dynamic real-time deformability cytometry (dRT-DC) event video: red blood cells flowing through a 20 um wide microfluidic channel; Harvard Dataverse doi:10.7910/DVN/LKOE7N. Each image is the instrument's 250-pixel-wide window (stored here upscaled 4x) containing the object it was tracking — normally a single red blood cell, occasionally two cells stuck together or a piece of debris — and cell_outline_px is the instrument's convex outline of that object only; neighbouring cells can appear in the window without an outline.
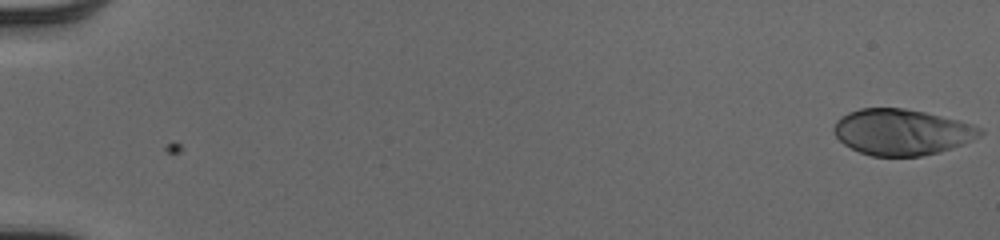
{"species": "human", "species_latin": "Homo sapiens", "temperature_condition": "cold", "stored_images_in_passage": 53, "camera_frame_rate_fps": 3000, "um_per_image_px": 0.085, "donor": {"sex": "male"}, "frame": {"image": 1, "passage_image": 1, "time_ms": 0.0, "image_size_px": [1000, 240], "cell_outline_px": [[984, 132], [980, 136], [972, 140], [940, 152], [920, 156], [872, 156], [860, 152], [844, 144], [836, 136], [832, 128], [836, 120], [840, 116], [848, 112], [860, 108], [904, 108], [924, 112], [972, 124], [980, 128]], "centroid_in_image_um": [76.62, 11.22], "position_along_channel_um": 8.4, "area_um2": 39.02}}
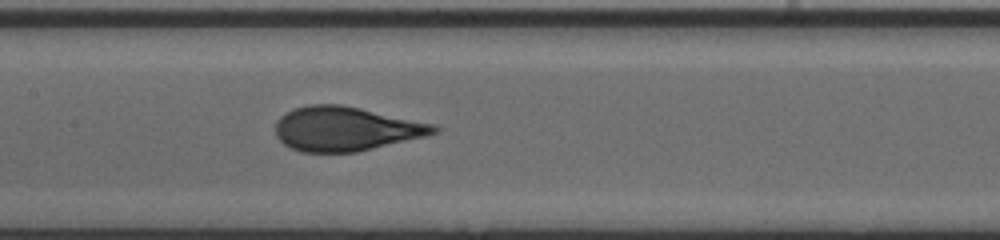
{"frame": {"image": 2, "passage_image": 28, "time_ms": 9.0, "image_size_px": [1000, 240], "cell_outline_px": [[444, 128], [440, 132], [428, 136], [356, 152], [300, 152], [284, 144], [276, 136], [276, 120], [284, 112], [308, 104], [340, 104], [360, 108], [432, 124]], "centroid_in_image_um": [29.39, 10.95], "position_along_channel_um": 178.0, "area_um2": 40.92}}
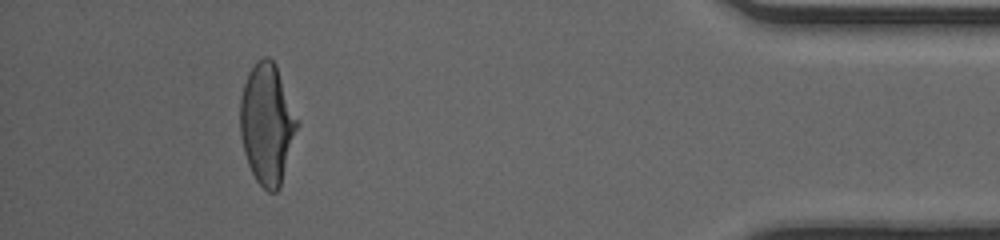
{"frame": {"image": 3, "passage_image": 49, "time_ms": 16.0, "image_size_px": [1000, 240], "cell_outline_px": [[300, 124], [280, 188], [276, 192], [268, 192], [256, 180], [248, 164], [244, 152], [240, 136], [240, 100], [244, 84], [248, 72], [256, 60], [264, 56], [268, 56], [276, 64], [300, 120]], "centroid_in_image_um": [22.73, 10.51], "position_along_channel_um": 412.5, "area_um2": 40.81}, "authors_computed_cell_mechanics": {"area_um2": 40.171, "velocity_mm_per_s": 4.0453, "shape_relaxation_time_tau1_ms": 4.3964, "shape_relaxation_time_tau2_ms": null, "deformation_change_tau1": 0.2123, "deformation_change_tau2": null}}